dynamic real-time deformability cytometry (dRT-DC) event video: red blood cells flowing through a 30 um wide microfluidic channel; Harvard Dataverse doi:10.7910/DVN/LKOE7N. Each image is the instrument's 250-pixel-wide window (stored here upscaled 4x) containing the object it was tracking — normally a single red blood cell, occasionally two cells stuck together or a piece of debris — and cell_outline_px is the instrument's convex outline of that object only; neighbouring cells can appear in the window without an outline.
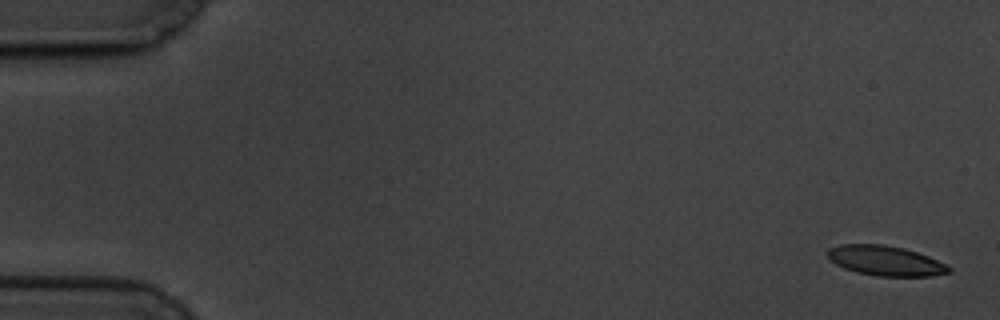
{"species": "common noctule bat (a hibernating species)", "species_latin": "Nyctalus noctula", "temperature_condition": "cold", "stored_images_in_passage": 5, "camera_frame_rate_fps": 3000, "um_per_image_px": 0.085, "animal": {"sex": "male", "body_mass_g": 19.5, "forearm_length_mm": 54.6}, "frame": {"image": 1, "passage_image": 1, "time_ms": 0.0, "image_size_px": [1000, 320], "cell_outline_px": [[952, 272], [932, 276], [876, 276], [856, 272], [844, 268], [828, 260], [828, 248], [840, 244], [884, 244], [904, 248], [928, 256], [952, 268]], "centroid_in_image_um": [75.24, 22.16], "position_along_channel_um": 9.8, "area_um2": 21.21}}
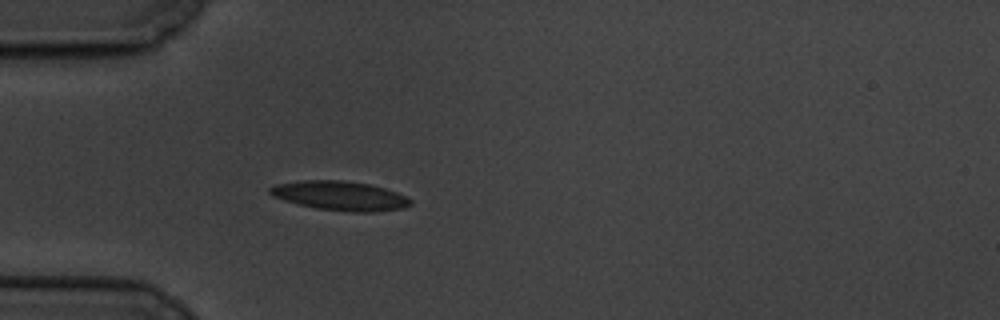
{"frame": {"image": 2, "passage_image": 5, "time_ms": 5.333, "image_size_px": [1000, 320], "cell_outline_px": [[412, 204], [404, 208], [376, 212], [352, 212], [316, 208], [296, 204], [272, 196], [268, 192], [268, 188], [276, 184], [304, 180], [344, 180], [368, 184], [384, 188], [396, 192], [412, 200]], "centroid_in_image_um": [28.89, 16.64], "position_along_channel_um": 56.1, "area_um2": 24.04}}